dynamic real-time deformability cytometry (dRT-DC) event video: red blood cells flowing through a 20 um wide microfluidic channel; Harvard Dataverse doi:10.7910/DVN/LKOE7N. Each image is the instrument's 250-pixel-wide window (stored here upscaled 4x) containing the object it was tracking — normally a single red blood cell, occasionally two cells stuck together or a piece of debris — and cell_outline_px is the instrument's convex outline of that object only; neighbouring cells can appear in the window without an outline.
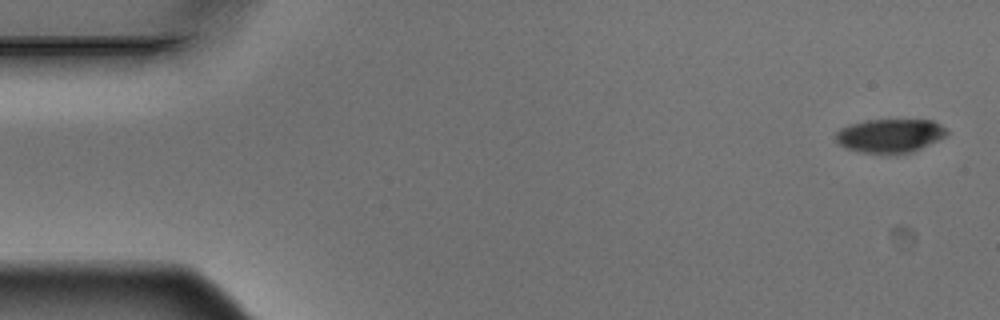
{"species": "Egyptian fruit bat (a non-hibernating species)", "species_latin": "Rousettus aegyptiacus", "temperature_condition": "warm", "stored_images_in_passage": 9, "camera_frame_rate_fps": 3000, "um_per_image_px": 0.085, "animal": {"sex": "male"}, "frame": {"image": 1, "passage_image": 1, "time_ms": 0.0, "image_size_px": [1000, 320], "cell_outline_px": [[948, 132], [944, 136], [912, 152], [896, 156], [860, 152], [848, 148], [840, 144], [836, 140], [836, 132], [840, 128], [848, 124], [864, 120], [932, 120], [940, 124]], "centroid_in_image_um": [75.61, 11.55], "position_along_channel_um": 9.4, "area_um2": 22.02}}
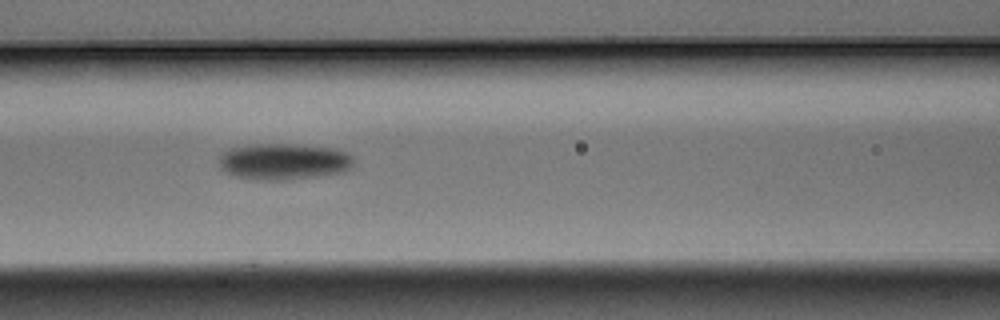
{"frame": {"image": 2, "passage_image": 7, "time_ms": 2.0, "image_size_px": [1000, 320], "cell_outline_px": [[356, 160], [352, 168], [344, 172], [316, 176], [284, 180], [256, 180], [236, 176], [224, 172], [216, 164], [220, 156], [228, 148], [256, 144], [296, 144], [332, 148], [344, 152], [352, 156]], "centroid_in_image_um": [24.1, 13.73], "position_along_channel_um": 142.5, "area_um2": 28.84}}
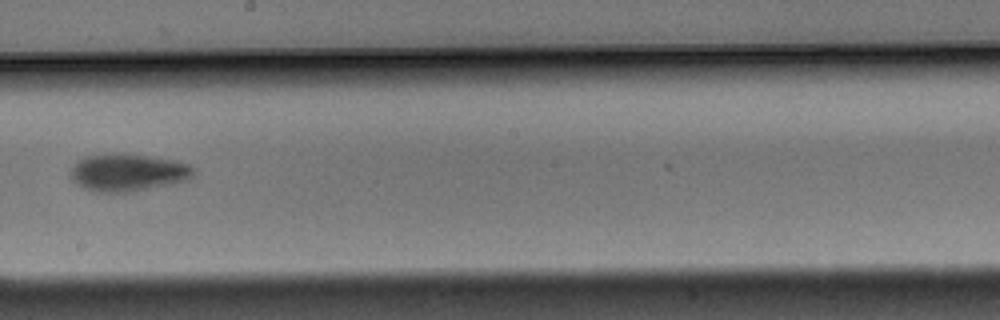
{"frame": {"image": 3, "passage_image": 9, "time_ms": 2.667, "image_size_px": [1000, 320], "cell_outline_px": [[196, 172], [188, 180], [172, 184], [128, 192], [92, 192], [76, 184], [68, 176], [68, 172], [84, 156], [144, 156], [172, 160], [188, 164], [196, 168]], "centroid_in_image_um": [10.88, 14.72], "position_along_channel_um": 237.3, "area_um2": 26.18}}